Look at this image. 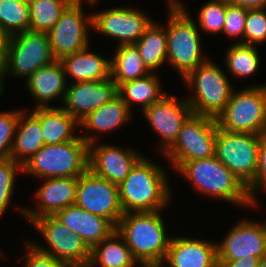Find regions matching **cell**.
<instances>
[{"label":"cell","mask_w":266,"mask_h":267,"mask_svg":"<svg viewBox=\"0 0 266 267\" xmlns=\"http://www.w3.org/2000/svg\"><path fill=\"white\" fill-rule=\"evenodd\" d=\"M142 156L118 186L119 200L124 213L154 212L169 207L172 187L163 166Z\"/></svg>","instance_id":"6da1fadb"},{"label":"cell","mask_w":266,"mask_h":267,"mask_svg":"<svg viewBox=\"0 0 266 267\" xmlns=\"http://www.w3.org/2000/svg\"><path fill=\"white\" fill-rule=\"evenodd\" d=\"M175 171L202 196L256 208L249 189L216 156L185 162Z\"/></svg>","instance_id":"7a4b0ae2"},{"label":"cell","mask_w":266,"mask_h":267,"mask_svg":"<svg viewBox=\"0 0 266 267\" xmlns=\"http://www.w3.org/2000/svg\"><path fill=\"white\" fill-rule=\"evenodd\" d=\"M161 213H124L116 226L139 265L162 264L165 259L172 236L166 231Z\"/></svg>","instance_id":"3957f363"},{"label":"cell","mask_w":266,"mask_h":267,"mask_svg":"<svg viewBox=\"0 0 266 267\" xmlns=\"http://www.w3.org/2000/svg\"><path fill=\"white\" fill-rule=\"evenodd\" d=\"M168 2L167 62L184 79L209 58L202 54L200 30L197 22L187 11V7L179 0H168Z\"/></svg>","instance_id":"277c9868"},{"label":"cell","mask_w":266,"mask_h":267,"mask_svg":"<svg viewBox=\"0 0 266 267\" xmlns=\"http://www.w3.org/2000/svg\"><path fill=\"white\" fill-rule=\"evenodd\" d=\"M89 145L79 135L75 140L44 145L22 165L24 174L36 178L79 177L88 170Z\"/></svg>","instance_id":"5b68a950"},{"label":"cell","mask_w":266,"mask_h":267,"mask_svg":"<svg viewBox=\"0 0 266 267\" xmlns=\"http://www.w3.org/2000/svg\"><path fill=\"white\" fill-rule=\"evenodd\" d=\"M182 80L195 93L184 97L193 114L215 119L226 107L234 90L228 75L211 59L199 65Z\"/></svg>","instance_id":"8992f818"},{"label":"cell","mask_w":266,"mask_h":267,"mask_svg":"<svg viewBox=\"0 0 266 267\" xmlns=\"http://www.w3.org/2000/svg\"><path fill=\"white\" fill-rule=\"evenodd\" d=\"M229 132L262 134L266 131V84L233 90L224 110L215 119Z\"/></svg>","instance_id":"52a82bcc"},{"label":"cell","mask_w":266,"mask_h":267,"mask_svg":"<svg viewBox=\"0 0 266 267\" xmlns=\"http://www.w3.org/2000/svg\"><path fill=\"white\" fill-rule=\"evenodd\" d=\"M261 134L217 129L215 156L256 197V172Z\"/></svg>","instance_id":"ba28073f"},{"label":"cell","mask_w":266,"mask_h":267,"mask_svg":"<svg viewBox=\"0 0 266 267\" xmlns=\"http://www.w3.org/2000/svg\"><path fill=\"white\" fill-rule=\"evenodd\" d=\"M217 129L215 118L192 114L183 124L175 142L162 155L174 170L188 161L214 157Z\"/></svg>","instance_id":"9c48e42d"},{"label":"cell","mask_w":266,"mask_h":267,"mask_svg":"<svg viewBox=\"0 0 266 267\" xmlns=\"http://www.w3.org/2000/svg\"><path fill=\"white\" fill-rule=\"evenodd\" d=\"M100 0H74L47 33L56 60L84 50L89 46L88 32L92 28V12L86 13L84 2L96 7Z\"/></svg>","instance_id":"30bf717a"},{"label":"cell","mask_w":266,"mask_h":267,"mask_svg":"<svg viewBox=\"0 0 266 267\" xmlns=\"http://www.w3.org/2000/svg\"><path fill=\"white\" fill-rule=\"evenodd\" d=\"M31 225L47 243L45 246L29 239L37 249L73 267L89 266L91 249L80 236L67 228L54 215L38 217L31 222Z\"/></svg>","instance_id":"8fae6325"},{"label":"cell","mask_w":266,"mask_h":267,"mask_svg":"<svg viewBox=\"0 0 266 267\" xmlns=\"http://www.w3.org/2000/svg\"><path fill=\"white\" fill-rule=\"evenodd\" d=\"M54 61L56 59L47 33L28 30L10 36L6 58V76L25 78L26 80L36 70Z\"/></svg>","instance_id":"7c38bea8"},{"label":"cell","mask_w":266,"mask_h":267,"mask_svg":"<svg viewBox=\"0 0 266 267\" xmlns=\"http://www.w3.org/2000/svg\"><path fill=\"white\" fill-rule=\"evenodd\" d=\"M148 16L139 8L114 6L92 11V28L108 39H117V46L135 44L153 21Z\"/></svg>","instance_id":"4fadbf2b"},{"label":"cell","mask_w":266,"mask_h":267,"mask_svg":"<svg viewBox=\"0 0 266 267\" xmlns=\"http://www.w3.org/2000/svg\"><path fill=\"white\" fill-rule=\"evenodd\" d=\"M75 204L91 214L107 218L115 226L124 214L118 185L98 177L89 169L78 177Z\"/></svg>","instance_id":"5bb4252c"},{"label":"cell","mask_w":266,"mask_h":267,"mask_svg":"<svg viewBox=\"0 0 266 267\" xmlns=\"http://www.w3.org/2000/svg\"><path fill=\"white\" fill-rule=\"evenodd\" d=\"M218 260H240L247 256L266 257V220L243 218L217 241Z\"/></svg>","instance_id":"9a60e30c"},{"label":"cell","mask_w":266,"mask_h":267,"mask_svg":"<svg viewBox=\"0 0 266 267\" xmlns=\"http://www.w3.org/2000/svg\"><path fill=\"white\" fill-rule=\"evenodd\" d=\"M176 97L167 93L160 101L142 112L151 129L162 139V143H159L160 154L175 142L183 124L193 114L186 98L178 100Z\"/></svg>","instance_id":"2e32d148"},{"label":"cell","mask_w":266,"mask_h":267,"mask_svg":"<svg viewBox=\"0 0 266 267\" xmlns=\"http://www.w3.org/2000/svg\"><path fill=\"white\" fill-rule=\"evenodd\" d=\"M132 149L128 147L124 149L114 144H98V141L91 143L89 144L88 169L98 177L119 186L136 162L144 155Z\"/></svg>","instance_id":"e0dca14e"},{"label":"cell","mask_w":266,"mask_h":267,"mask_svg":"<svg viewBox=\"0 0 266 267\" xmlns=\"http://www.w3.org/2000/svg\"><path fill=\"white\" fill-rule=\"evenodd\" d=\"M43 183L38 186L34 196L36 208L17 207L28 222L43 216L55 215L66 207L75 204L78 177H61L41 179Z\"/></svg>","instance_id":"ac0fdd59"},{"label":"cell","mask_w":266,"mask_h":267,"mask_svg":"<svg viewBox=\"0 0 266 267\" xmlns=\"http://www.w3.org/2000/svg\"><path fill=\"white\" fill-rule=\"evenodd\" d=\"M118 95V86L111 79L68 83L62 108L78 121L88 113L110 102Z\"/></svg>","instance_id":"d6986e66"},{"label":"cell","mask_w":266,"mask_h":267,"mask_svg":"<svg viewBox=\"0 0 266 267\" xmlns=\"http://www.w3.org/2000/svg\"><path fill=\"white\" fill-rule=\"evenodd\" d=\"M163 265L168 267H218L217 242L172 237Z\"/></svg>","instance_id":"ffe728a7"},{"label":"cell","mask_w":266,"mask_h":267,"mask_svg":"<svg viewBox=\"0 0 266 267\" xmlns=\"http://www.w3.org/2000/svg\"><path fill=\"white\" fill-rule=\"evenodd\" d=\"M54 216L72 232L80 236L90 249L116 230V226L107 218L91 214L76 204L62 209Z\"/></svg>","instance_id":"44dd1931"},{"label":"cell","mask_w":266,"mask_h":267,"mask_svg":"<svg viewBox=\"0 0 266 267\" xmlns=\"http://www.w3.org/2000/svg\"><path fill=\"white\" fill-rule=\"evenodd\" d=\"M132 110L126 105L122 98L117 95L110 102L100 108L88 113L79 121L81 129L87 130L84 135H80L89 145L98 140V134H109L122 127L131 120ZM92 132V133H91ZM96 132V133H94ZM94 133V134H93ZM86 134V135H85ZM97 134V135H96Z\"/></svg>","instance_id":"7402d4cb"},{"label":"cell","mask_w":266,"mask_h":267,"mask_svg":"<svg viewBox=\"0 0 266 267\" xmlns=\"http://www.w3.org/2000/svg\"><path fill=\"white\" fill-rule=\"evenodd\" d=\"M25 88L36 101V107H49V103L55 99L63 102L67 89V79L64 66L60 60L41 67L26 79Z\"/></svg>","instance_id":"603a6c76"},{"label":"cell","mask_w":266,"mask_h":267,"mask_svg":"<svg viewBox=\"0 0 266 267\" xmlns=\"http://www.w3.org/2000/svg\"><path fill=\"white\" fill-rule=\"evenodd\" d=\"M30 112L40 121L45 145L70 142L79 136L75 133L79 121L61 106L36 107Z\"/></svg>","instance_id":"cb8c5ba5"},{"label":"cell","mask_w":266,"mask_h":267,"mask_svg":"<svg viewBox=\"0 0 266 267\" xmlns=\"http://www.w3.org/2000/svg\"><path fill=\"white\" fill-rule=\"evenodd\" d=\"M110 58L93 53L89 46L79 52L64 56L60 61L64 66L67 82L107 80L110 78ZM68 76V77H67Z\"/></svg>","instance_id":"d4e9b609"},{"label":"cell","mask_w":266,"mask_h":267,"mask_svg":"<svg viewBox=\"0 0 266 267\" xmlns=\"http://www.w3.org/2000/svg\"><path fill=\"white\" fill-rule=\"evenodd\" d=\"M44 145L40 121L24 109L18 118L10 158L23 165Z\"/></svg>","instance_id":"484cf974"},{"label":"cell","mask_w":266,"mask_h":267,"mask_svg":"<svg viewBox=\"0 0 266 267\" xmlns=\"http://www.w3.org/2000/svg\"><path fill=\"white\" fill-rule=\"evenodd\" d=\"M158 76L155 72H152L145 77L122 83L118 87V95L130 110L135 104L134 106H141L140 108L143 112L168 93L162 89V81Z\"/></svg>","instance_id":"4316f807"},{"label":"cell","mask_w":266,"mask_h":267,"mask_svg":"<svg viewBox=\"0 0 266 267\" xmlns=\"http://www.w3.org/2000/svg\"><path fill=\"white\" fill-rule=\"evenodd\" d=\"M138 264L123 237L115 230L91 249L88 267H137Z\"/></svg>","instance_id":"83f0119b"},{"label":"cell","mask_w":266,"mask_h":267,"mask_svg":"<svg viewBox=\"0 0 266 267\" xmlns=\"http://www.w3.org/2000/svg\"><path fill=\"white\" fill-rule=\"evenodd\" d=\"M110 59V78L119 87L122 83L145 77L152 72L142 61L135 44L120 45L114 48Z\"/></svg>","instance_id":"f1b7e54d"},{"label":"cell","mask_w":266,"mask_h":267,"mask_svg":"<svg viewBox=\"0 0 266 267\" xmlns=\"http://www.w3.org/2000/svg\"><path fill=\"white\" fill-rule=\"evenodd\" d=\"M152 21L142 37L135 43L139 49L142 61L151 72L158 71L159 67L167 63L166 24L160 26Z\"/></svg>","instance_id":"f546056e"},{"label":"cell","mask_w":266,"mask_h":267,"mask_svg":"<svg viewBox=\"0 0 266 267\" xmlns=\"http://www.w3.org/2000/svg\"><path fill=\"white\" fill-rule=\"evenodd\" d=\"M228 46L225 64L235 79L253 76L259 70L261 57L256 45L233 43Z\"/></svg>","instance_id":"4dcf8cb0"},{"label":"cell","mask_w":266,"mask_h":267,"mask_svg":"<svg viewBox=\"0 0 266 267\" xmlns=\"http://www.w3.org/2000/svg\"><path fill=\"white\" fill-rule=\"evenodd\" d=\"M74 0H34L30 7V30L48 33Z\"/></svg>","instance_id":"1f68e13d"},{"label":"cell","mask_w":266,"mask_h":267,"mask_svg":"<svg viewBox=\"0 0 266 267\" xmlns=\"http://www.w3.org/2000/svg\"><path fill=\"white\" fill-rule=\"evenodd\" d=\"M0 28L9 36L30 30V7L21 0H0Z\"/></svg>","instance_id":"d6a6232c"},{"label":"cell","mask_w":266,"mask_h":267,"mask_svg":"<svg viewBox=\"0 0 266 267\" xmlns=\"http://www.w3.org/2000/svg\"><path fill=\"white\" fill-rule=\"evenodd\" d=\"M225 14L226 0H210L204 3L197 14L199 30L211 35L222 34Z\"/></svg>","instance_id":"836d02e7"},{"label":"cell","mask_w":266,"mask_h":267,"mask_svg":"<svg viewBox=\"0 0 266 267\" xmlns=\"http://www.w3.org/2000/svg\"><path fill=\"white\" fill-rule=\"evenodd\" d=\"M23 173L22 165L8 158L0 160V219L9 206H12L13 192L16 190L17 173Z\"/></svg>","instance_id":"e575fe53"},{"label":"cell","mask_w":266,"mask_h":267,"mask_svg":"<svg viewBox=\"0 0 266 267\" xmlns=\"http://www.w3.org/2000/svg\"><path fill=\"white\" fill-rule=\"evenodd\" d=\"M266 43V8L248 9L244 27V44Z\"/></svg>","instance_id":"d590c367"},{"label":"cell","mask_w":266,"mask_h":267,"mask_svg":"<svg viewBox=\"0 0 266 267\" xmlns=\"http://www.w3.org/2000/svg\"><path fill=\"white\" fill-rule=\"evenodd\" d=\"M22 111L23 109H13L0 112V160L10 158L18 118Z\"/></svg>","instance_id":"8d00e7d4"},{"label":"cell","mask_w":266,"mask_h":267,"mask_svg":"<svg viewBox=\"0 0 266 267\" xmlns=\"http://www.w3.org/2000/svg\"><path fill=\"white\" fill-rule=\"evenodd\" d=\"M248 9L229 3L226 0L225 23L222 34L237 40L233 43L244 44V27Z\"/></svg>","instance_id":"74e56055"},{"label":"cell","mask_w":266,"mask_h":267,"mask_svg":"<svg viewBox=\"0 0 266 267\" xmlns=\"http://www.w3.org/2000/svg\"><path fill=\"white\" fill-rule=\"evenodd\" d=\"M25 255L22 267H73L67 262L58 260L53 256L37 249L29 240L25 241Z\"/></svg>","instance_id":"f35d334b"},{"label":"cell","mask_w":266,"mask_h":267,"mask_svg":"<svg viewBox=\"0 0 266 267\" xmlns=\"http://www.w3.org/2000/svg\"><path fill=\"white\" fill-rule=\"evenodd\" d=\"M259 191V192H258ZM261 191L266 192V131L261 134L259 149H258V165L256 172V197H255V207L259 205L256 199L258 198V193Z\"/></svg>","instance_id":"ab89813d"},{"label":"cell","mask_w":266,"mask_h":267,"mask_svg":"<svg viewBox=\"0 0 266 267\" xmlns=\"http://www.w3.org/2000/svg\"><path fill=\"white\" fill-rule=\"evenodd\" d=\"M260 257L247 256L240 260H218V267H258Z\"/></svg>","instance_id":"60d3db41"},{"label":"cell","mask_w":266,"mask_h":267,"mask_svg":"<svg viewBox=\"0 0 266 267\" xmlns=\"http://www.w3.org/2000/svg\"><path fill=\"white\" fill-rule=\"evenodd\" d=\"M229 3L241 6L246 9L266 8V0H227Z\"/></svg>","instance_id":"b9f144b4"},{"label":"cell","mask_w":266,"mask_h":267,"mask_svg":"<svg viewBox=\"0 0 266 267\" xmlns=\"http://www.w3.org/2000/svg\"><path fill=\"white\" fill-rule=\"evenodd\" d=\"M10 36L0 28V55H7Z\"/></svg>","instance_id":"7bdbcfd3"},{"label":"cell","mask_w":266,"mask_h":267,"mask_svg":"<svg viewBox=\"0 0 266 267\" xmlns=\"http://www.w3.org/2000/svg\"><path fill=\"white\" fill-rule=\"evenodd\" d=\"M6 58L7 55H0V86L4 89V79L7 78L6 76ZM6 77V78H5Z\"/></svg>","instance_id":"ee69618b"},{"label":"cell","mask_w":266,"mask_h":267,"mask_svg":"<svg viewBox=\"0 0 266 267\" xmlns=\"http://www.w3.org/2000/svg\"><path fill=\"white\" fill-rule=\"evenodd\" d=\"M140 267H166V265L163 264H145V265H139Z\"/></svg>","instance_id":"f6af8a7d"},{"label":"cell","mask_w":266,"mask_h":267,"mask_svg":"<svg viewBox=\"0 0 266 267\" xmlns=\"http://www.w3.org/2000/svg\"><path fill=\"white\" fill-rule=\"evenodd\" d=\"M258 267H266V257L260 259Z\"/></svg>","instance_id":"bcb514c9"},{"label":"cell","mask_w":266,"mask_h":267,"mask_svg":"<svg viewBox=\"0 0 266 267\" xmlns=\"http://www.w3.org/2000/svg\"><path fill=\"white\" fill-rule=\"evenodd\" d=\"M22 2H25V3H27V4H30V3H32L34 0H21Z\"/></svg>","instance_id":"7dc6e473"},{"label":"cell","mask_w":266,"mask_h":267,"mask_svg":"<svg viewBox=\"0 0 266 267\" xmlns=\"http://www.w3.org/2000/svg\"><path fill=\"white\" fill-rule=\"evenodd\" d=\"M4 89L0 86V97L3 94Z\"/></svg>","instance_id":"c3c4849f"},{"label":"cell","mask_w":266,"mask_h":267,"mask_svg":"<svg viewBox=\"0 0 266 267\" xmlns=\"http://www.w3.org/2000/svg\"><path fill=\"white\" fill-rule=\"evenodd\" d=\"M3 252H1L0 250V259H2L5 255L2 254Z\"/></svg>","instance_id":"681fc988"}]
</instances>
